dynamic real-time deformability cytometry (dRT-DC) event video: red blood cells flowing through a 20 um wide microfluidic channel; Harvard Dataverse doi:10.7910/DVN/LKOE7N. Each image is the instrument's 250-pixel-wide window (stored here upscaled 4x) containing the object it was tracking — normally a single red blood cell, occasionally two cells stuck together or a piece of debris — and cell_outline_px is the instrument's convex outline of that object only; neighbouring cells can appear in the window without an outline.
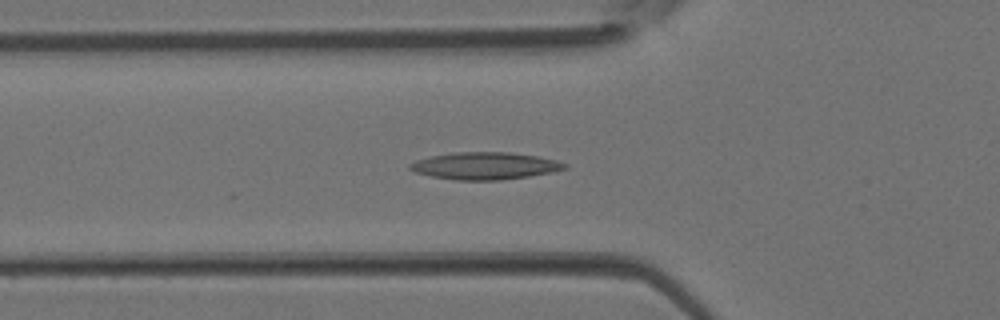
{"species": "Egyptian fruit bat (a non-hibernating species)", "species_latin": "Rousettus aegyptiacus", "temperature_condition": "room temperature", "stored_images_in_passage": 38, "camera_frame_rate_fps": 3000, "um_per_image_px": 0.085, "animal": {"sex": "female"}, "frame": {"image": 1, "passage_image": 14, "time_ms": 4.333, "image_size_px": [1000, 320], "cell_outline_px": [[568, 168], [552, 172], [528, 176], [500, 180], [456, 180], [432, 176], [416, 172], [408, 168], [408, 164], [416, 160], [432, 156], [456, 152], [508, 152], [540, 156], [556, 160], [568, 164]], "centroid_in_image_um": [41.25, 14.09], "position_along_channel_um": 84.5, "area_um2": 24.51}}
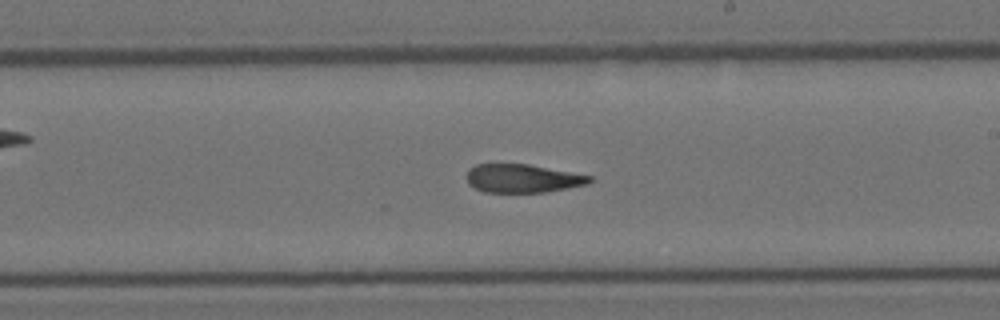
{"frame": {"image": 2, "passage_image": 24, "time_ms": 7.667, "image_size_px": [1000, 320], "cell_outline_px": [[596, 180], [588, 184], [568, 188], [544, 192], [484, 192], [468, 184], [468, 172], [476, 164], [528, 164], [592, 176]], "centroid_in_image_um": [44.48, 15.17], "position_along_channel_um": 244.5, "area_um2": 20.23}}
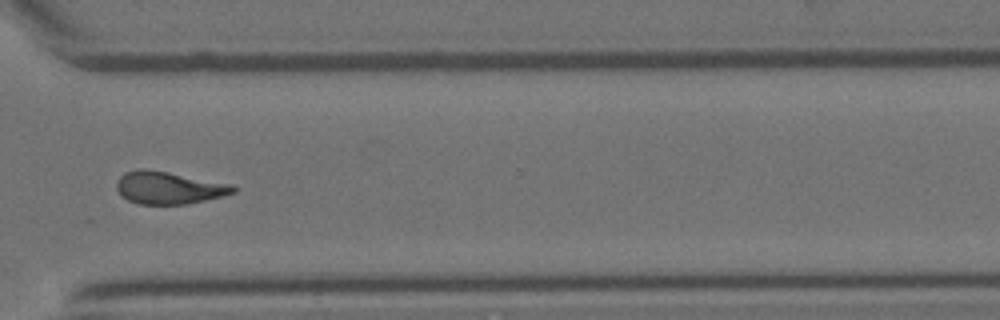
{"frame": {"image": 3, "passage_image": 31, "time_ms": 10.0, "image_size_px": [1000, 320], "cell_outline_px": [[236, 192], [224, 196], [188, 204], [140, 204], [128, 200], [116, 188], [116, 180], [124, 172], [140, 168], [144, 168], [168, 172], [232, 184], [236, 188]], "centroid_in_image_um": [14.35, 15.95], "position_along_channel_um": 356.2, "area_um2": 22.08}}